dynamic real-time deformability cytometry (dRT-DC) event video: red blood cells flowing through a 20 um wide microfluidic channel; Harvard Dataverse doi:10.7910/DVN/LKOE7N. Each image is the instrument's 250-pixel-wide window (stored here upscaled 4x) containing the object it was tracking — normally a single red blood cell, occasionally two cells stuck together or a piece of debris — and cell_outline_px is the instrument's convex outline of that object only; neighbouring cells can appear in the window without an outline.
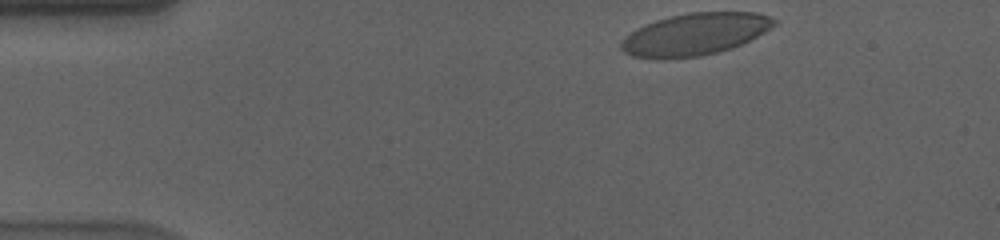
{"species": "human", "species_latin": "Homo sapiens", "temperature_condition": "cold", "stored_images_in_passage": 42, "camera_frame_rate_fps": 3000, "um_per_image_px": 0.085, "donor": {"sex": "male"}, "frame": {"image": 1, "passage_image": 1, "time_ms": 0.0, "image_size_px": [1000, 240], "cell_outline_px": [[776, 24], [764, 32], [740, 44], [716, 52], [700, 56], [632, 56], [624, 52], [620, 48], [620, 44], [636, 28], [656, 20], [688, 12], [756, 12], [768, 16], [776, 20]], "centroid_in_image_um": [59.11, 2.86], "position_along_channel_um": 25.9, "area_um2": 36.18}}
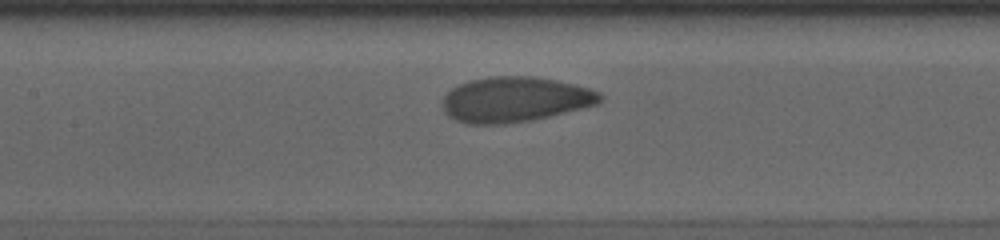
{"frame": {"image": 2, "passage_image": 19, "time_ms": 6.0, "image_size_px": [1000, 240], "cell_outline_px": [[604, 96], [596, 104], [532, 120], [504, 124], [468, 124], [456, 120], [448, 116], [444, 112], [444, 96], [452, 88], [468, 80], [488, 76], [532, 76], [556, 80], [588, 88], [600, 92]], "centroid_in_image_um": [43.74, 8.45], "position_along_channel_um": 163.7, "area_um2": 41.27}}
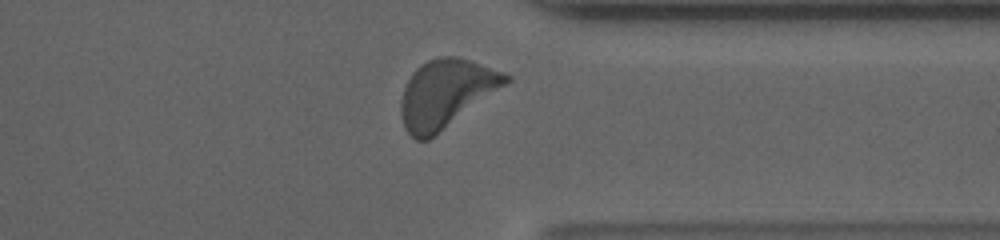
{"frame": {"image": 3, "passage_image": 37, "time_ms": 12.0, "image_size_px": [1000, 240], "cell_outline_px": [[512, 80], [428, 140], [416, 140], [404, 128], [400, 112], [400, 104], [404, 88], [412, 72], [420, 64], [436, 56], [456, 56], [504, 72], [512, 76]], "centroid_in_image_um": [37.88, 7.93], "position_along_channel_um": 373.5, "area_um2": 41.15}, "authors_computed_cell_mechanics": {"area_um2": 39.9687, "velocity_mm_per_s": 3.5469, "shape_relaxation_time_tau1_ms": 3.5589, "shape_relaxation_time_tau2_ms": 1.6206, "deformation_change_tau1": 0.1402, "deformation_change_tau2": 0.0636}}